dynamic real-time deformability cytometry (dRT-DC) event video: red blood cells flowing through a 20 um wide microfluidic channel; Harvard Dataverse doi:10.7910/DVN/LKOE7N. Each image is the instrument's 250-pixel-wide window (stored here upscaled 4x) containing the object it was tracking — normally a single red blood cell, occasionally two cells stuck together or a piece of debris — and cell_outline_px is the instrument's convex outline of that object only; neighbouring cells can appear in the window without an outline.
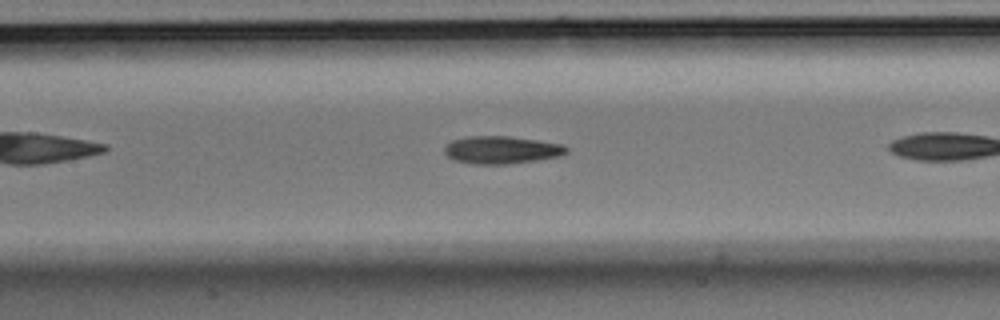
{"species": "Egyptian fruit bat (a non-hibernating species)", "species_latin": "Rousettus aegyptiacus", "temperature_condition": "room temperature", "stored_images_in_passage": 13, "camera_frame_rate_fps": 3000, "um_per_image_px": 0.085, "animal": {"sex": "male"}, "frame": {"image": 1, "passage_image": 11, "time_ms": 3.333, "image_size_px": [1000, 320], "cell_outline_px": [[568, 152], [560, 156], [536, 160], [508, 164], [472, 164], [456, 160], [448, 156], [444, 152], [444, 148], [452, 140], [468, 136], [508, 136], [540, 140], [564, 144], [568, 148]], "centroid_in_image_um": [42.67, 12.73], "position_along_channel_um": 164.7, "area_um2": 19.71}}